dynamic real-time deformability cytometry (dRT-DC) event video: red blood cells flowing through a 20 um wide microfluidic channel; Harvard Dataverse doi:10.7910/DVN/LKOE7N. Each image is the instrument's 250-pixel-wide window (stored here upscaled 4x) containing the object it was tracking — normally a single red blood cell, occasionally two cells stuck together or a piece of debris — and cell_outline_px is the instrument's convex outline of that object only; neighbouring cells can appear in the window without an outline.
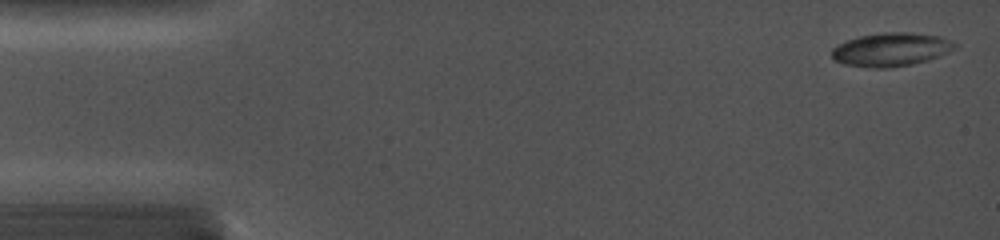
{"species": "common noctule bat (a hibernating species)", "species_latin": "Nyctalus noctula", "temperature_condition": "cold", "stored_images_in_passage": 48, "camera_frame_rate_fps": 5000, "um_per_image_px": 0.085, "animal": {"sex": "female", "body_mass_g": 19.0, "forearm_length_mm": 56.7}, "frame": {"image": 1, "passage_image": 2, "time_ms": 0.2, "image_size_px": [1000, 240], "cell_outline_px": [[956, 48], [940, 56], [928, 60], [912, 64], [888, 68], [872, 68], [844, 64], [832, 60], [832, 48], [848, 40], [860, 36], [884, 32], [908, 32], [940, 36], [952, 40], [956, 44]], "centroid_in_image_um": [75.75, 4.21], "position_along_channel_um": 9.2, "area_um2": 24.04}}
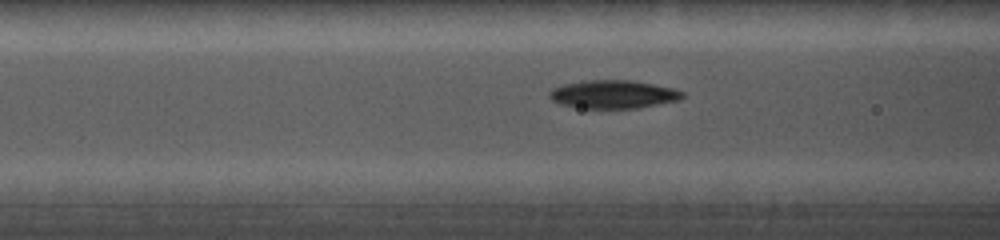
{"frame": {"image": 2, "passage_image": 28, "time_ms": 6.0, "image_size_px": [1000, 240], "cell_outline_px": [[684, 96], [680, 100], [640, 108], [572, 108], [560, 104], [552, 100], [548, 96], [548, 92], [552, 88], [564, 84], [588, 80], [632, 80], [672, 88], [684, 92]], "centroid_in_image_um": [52.1, 8.03], "position_along_channel_um": 114.5, "area_um2": 22.08}}
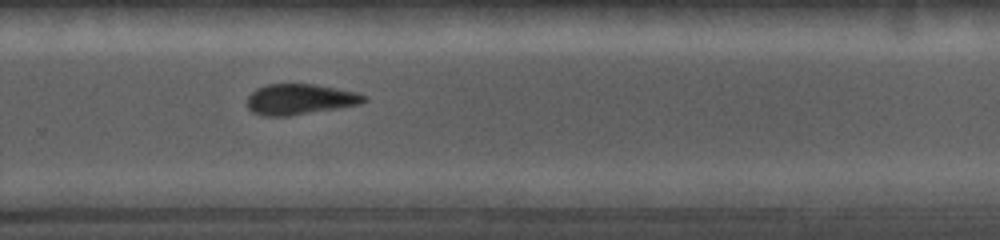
{"frame": {"image": 3, "passage_image": 48, "time_ms": 10.8, "image_size_px": [1000, 240], "cell_outline_px": [[368, 100], [360, 104], [288, 116], [260, 116], [252, 112], [248, 108], [248, 96], [256, 88], [268, 84], [316, 84], [356, 92], [368, 96]], "centroid_in_image_um": [25.49, 8.44], "position_along_channel_um": 304.3, "area_um2": 20.87}}